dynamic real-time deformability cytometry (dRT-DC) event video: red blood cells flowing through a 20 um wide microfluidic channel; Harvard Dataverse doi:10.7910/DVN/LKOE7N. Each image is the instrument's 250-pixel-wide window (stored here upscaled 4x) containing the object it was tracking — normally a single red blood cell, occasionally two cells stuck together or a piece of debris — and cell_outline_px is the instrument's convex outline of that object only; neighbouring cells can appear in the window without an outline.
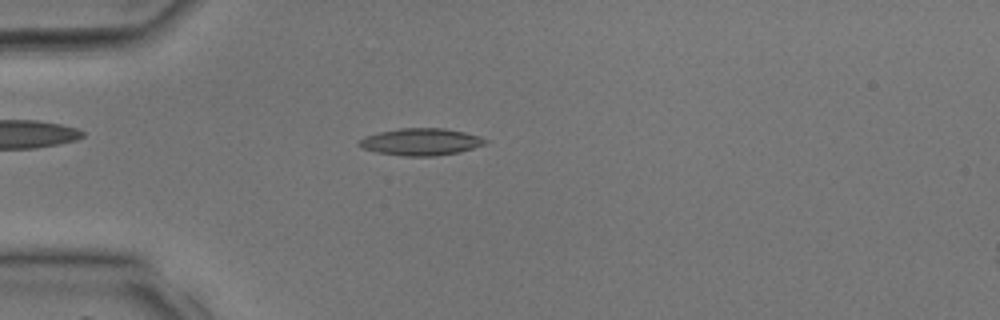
{"species": "common noctule bat (a hibernating species)", "species_latin": "Nyctalus noctula", "temperature_condition": "room temperature", "stored_images_in_passage": 11, "camera_frame_rate_fps": 3000, "um_per_image_px": 0.085, "animal": {"sex": "male", "body_mass_g": 17.9, "forearm_length_mm": 54.2}, "frame": {"image": 1, "passage_image": 10, "time_ms": 3.0, "image_size_px": [1000, 320], "cell_outline_px": [[488, 144], [460, 152], [432, 156], [404, 156], [376, 152], [360, 148], [356, 144], [364, 136], [380, 132], [400, 128], [444, 128], [464, 132], [480, 136], [488, 140]], "centroid_in_image_um": [35.78, 12.06], "position_along_channel_um": 49.2, "area_um2": 20.06}}